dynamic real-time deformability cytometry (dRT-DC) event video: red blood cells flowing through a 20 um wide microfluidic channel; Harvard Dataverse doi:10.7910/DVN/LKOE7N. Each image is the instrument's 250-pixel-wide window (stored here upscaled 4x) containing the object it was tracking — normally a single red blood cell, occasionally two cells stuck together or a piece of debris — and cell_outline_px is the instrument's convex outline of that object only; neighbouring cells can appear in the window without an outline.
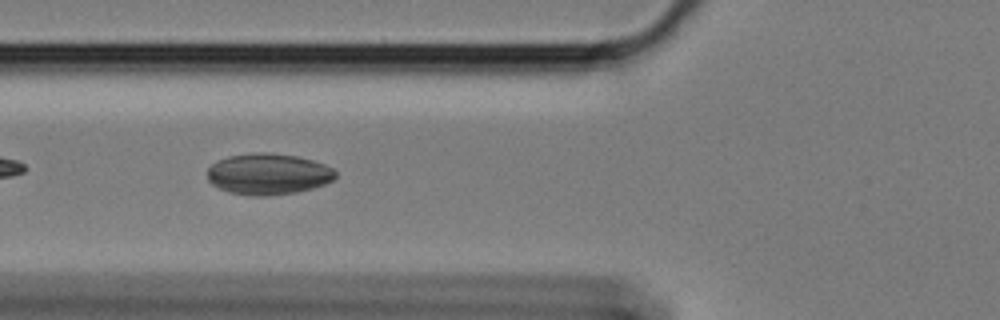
{"species": "Egyptian fruit bat (a non-hibernating species)", "species_latin": "Rousettus aegyptiacus", "temperature_condition": "cold", "stored_images_in_passage": 37, "camera_frame_rate_fps": 3000, "um_per_image_px": 0.085, "animal": {"sex": "female"}, "frame": {"image": 1, "passage_image": 6, "time_ms": 1.667, "image_size_px": [1000, 320], "cell_outline_px": [[336, 176], [332, 180], [324, 184], [312, 188], [296, 192], [268, 196], [252, 196], [228, 192], [212, 184], [208, 180], [208, 168], [216, 160], [228, 156], [252, 152], [272, 152], [296, 156], [312, 160], [324, 164], [332, 168], [336, 172]], "centroid_in_image_um": [22.78, 14.78], "position_along_channel_um": 103.0, "area_um2": 30.92}}
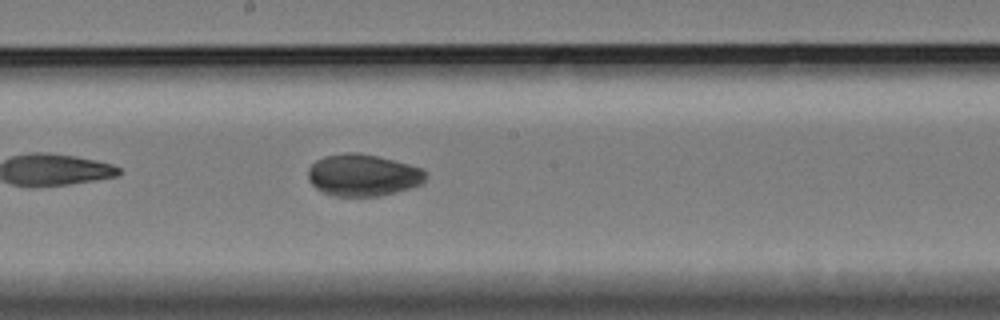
{"frame": {"image": 2, "passage_image": 16, "time_ms": 5.0, "image_size_px": [1000, 320], "cell_outline_px": [[424, 184], [396, 192], [380, 196], [332, 196], [316, 188], [308, 180], [308, 168], [316, 160], [324, 156], [344, 152], [356, 152], [396, 160], [424, 168]], "centroid_in_image_um": [30.85, 14.88], "position_along_channel_um": 217.3, "area_um2": 28.96}}
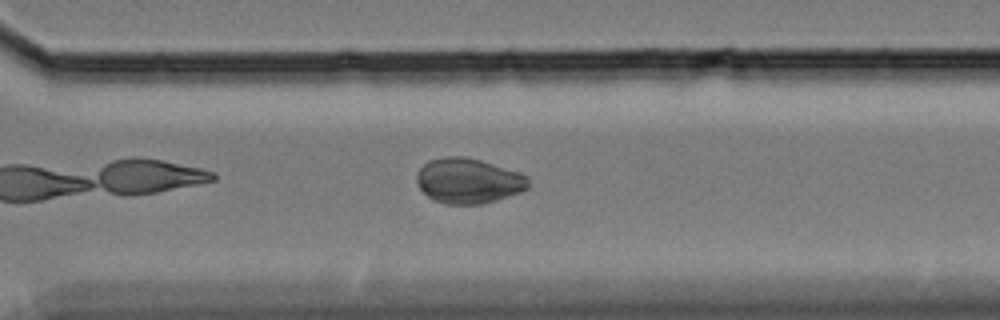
{"frame": {"image": 3, "passage_image": 26, "time_ms": 8.333, "image_size_px": [1000, 320], "cell_outline_px": [[528, 188], [520, 192], [496, 200], [480, 204], [444, 204], [428, 196], [420, 188], [416, 180], [416, 172], [428, 160], [444, 156], [468, 156], [520, 172], [528, 176]], "centroid_in_image_um": [39.8, 15.35], "position_along_channel_um": 330.8, "area_um2": 29.54}, "authors_computed_cell_mechanics": {"area_um2": 29.478, "velocity_mm_per_s": 3.4125, "shape_relaxation_time_tau1_ms": null, "shape_relaxation_time_tau2_ms": 2.6841, "deformation_change_tau1": null, "deformation_change_tau2": 0.0358}}